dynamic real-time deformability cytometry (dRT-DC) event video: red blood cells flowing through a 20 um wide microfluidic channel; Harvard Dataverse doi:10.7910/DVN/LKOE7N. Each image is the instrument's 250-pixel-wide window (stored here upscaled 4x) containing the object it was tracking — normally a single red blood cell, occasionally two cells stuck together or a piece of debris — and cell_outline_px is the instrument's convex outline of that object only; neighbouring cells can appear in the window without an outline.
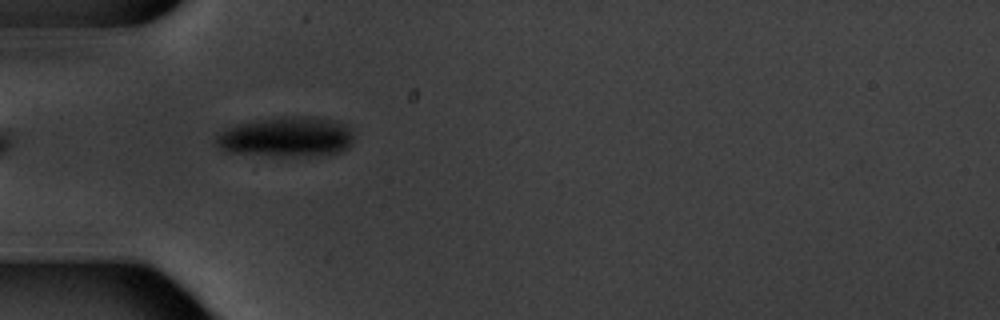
{"species": "common noctule bat (a hibernating species)", "species_latin": "Nyctalus noctula", "temperature_condition": "warm", "stored_images_in_passage": 4, "camera_frame_rate_fps": 3000, "um_per_image_px": 0.085, "animal": {"sex": "male", "body_mass_g": 20.1, "forearm_length_mm": 53.5}, "frame": {"image": 1, "passage_image": 2, "time_ms": 1.333, "image_size_px": [1000, 320], "cell_outline_px": [[352, 144], [348, 148], [340, 152], [308, 156], [276, 156], [224, 152], [212, 140], [216, 132], [236, 124], [280, 116], [308, 116], [328, 120], [344, 124], [352, 132]], "centroid_in_image_um": [24.25, 11.65], "position_along_channel_um": 60.8, "area_um2": 32.48}}